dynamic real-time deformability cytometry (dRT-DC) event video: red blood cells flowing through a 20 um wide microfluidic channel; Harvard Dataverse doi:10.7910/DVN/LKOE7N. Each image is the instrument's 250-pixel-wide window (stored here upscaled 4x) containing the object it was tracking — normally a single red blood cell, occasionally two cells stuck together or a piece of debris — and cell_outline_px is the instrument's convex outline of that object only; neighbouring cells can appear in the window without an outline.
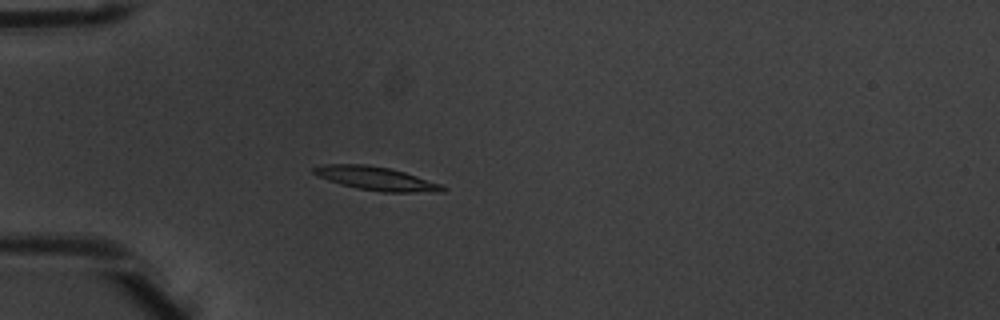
{"species": "common noctule bat (a hibernating species)", "species_latin": "Nyctalus noctula", "temperature_condition": "warm", "stored_images_in_passage": 6, "camera_frame_rate_fps": 3000, "um_per_image_px": 0.085, "animal": {"sex": "male", "body_mass_g": 20.1, "forearm_length_mm": 53.5}, "frame": {"image": 1, "passage_image": 5, "time_ms": 1.333, "image_size_px": [1000, 320], "cell_outline_px": [[448, 188], [444, 192], [380, 192], [356, 188], [340, 184], [316, 176], [312, 172], [312, 168], [324, 164], [364, 164], [388, 168], [404, 172], [440, 184]], "centroid_in_image_um": [31.94, 15.18], "position_along_channel_um": 53.1, "area_um2": 17.69}}